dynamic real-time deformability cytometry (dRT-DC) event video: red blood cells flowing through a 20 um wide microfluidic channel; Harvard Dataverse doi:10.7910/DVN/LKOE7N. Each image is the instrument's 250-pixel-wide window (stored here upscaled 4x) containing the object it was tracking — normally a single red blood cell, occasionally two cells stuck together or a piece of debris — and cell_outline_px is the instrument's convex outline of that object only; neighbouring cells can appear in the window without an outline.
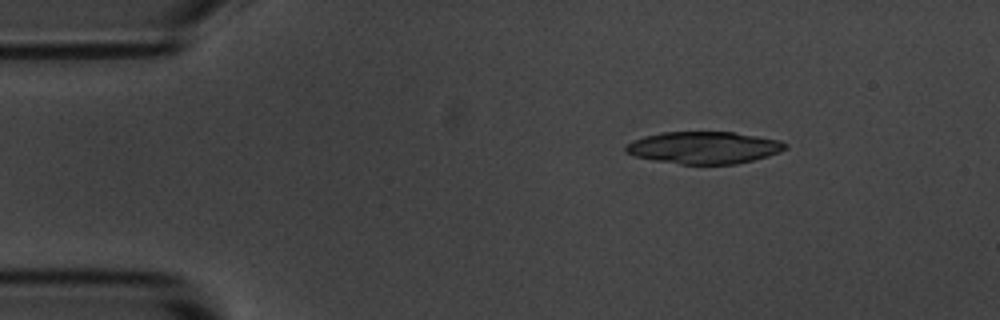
{"species": "common noctule bat (a hibernating species)", "species_latin": "Nyctalus noctula", "temperature_condition": "room temperature", "stored_images_in_passage": 5, "camera_frame_rate_fps": 3000, "um_per_image_px": 0.085, "animal": {"sex": "male", "body_mass_g": 20.1, "forearm_length_mm": 53.5}, "frame": {"image": 1, "passage_image": 3, "time_ms": 2.333, "image_size_px": [1000, 320], "cell_outline_px": [[788, 148], [780, 152], [768, 156], [736, 164], [680, 164], [652, 160], [636, 156], [624, 152], [624, 148], [632, 140], [644, 136], [664, 132], [736, 132], [780, 140], [788, 144]], "centroid_in_image_um": [59.85, 12.54], "position_along_channel_um": 25.2, "area_um2": 30.0}}